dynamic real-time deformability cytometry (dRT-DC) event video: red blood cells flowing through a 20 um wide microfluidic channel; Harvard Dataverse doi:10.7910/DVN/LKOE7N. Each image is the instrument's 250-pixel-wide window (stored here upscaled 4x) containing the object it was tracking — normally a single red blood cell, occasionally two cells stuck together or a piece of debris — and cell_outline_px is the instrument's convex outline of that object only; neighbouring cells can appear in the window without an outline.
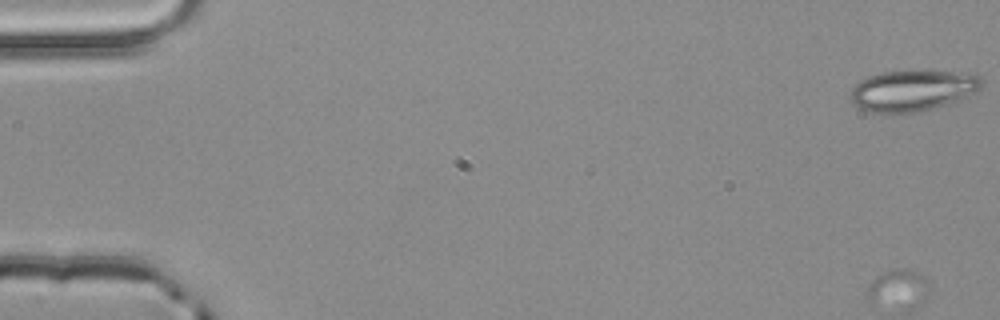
{"species": "common noctule bat (a hibernating species)", "species_latin": "Nyctalus noctula", "temperature_condition": "room temperature", "stored_images_in_passage": 4, "segment_of_instrument_passage": [1, 2], "camera_frame_rate_fps": 3000, "um_per_image_px": 0.085, "animal": {"sex": "male", "body_mass_g": 20.4}, "frame": {"image": 1, "passage_image": 1, "time_ms": 0.0, "image_size_px": [1000, 320], "cell_outline_px": [[984, 84], [976, 92], [956, 100], [932, 108], [916, 112], [868, 112], [860, 108], [848, 96], [852, 88], [860, 80], [868, 76], [884, 72], [976, 72], [984, 80]], "centroid_in_image_um": [77.59, 7.68], "position_along_channel_um": 7.4, "area_um2": 30.92}}